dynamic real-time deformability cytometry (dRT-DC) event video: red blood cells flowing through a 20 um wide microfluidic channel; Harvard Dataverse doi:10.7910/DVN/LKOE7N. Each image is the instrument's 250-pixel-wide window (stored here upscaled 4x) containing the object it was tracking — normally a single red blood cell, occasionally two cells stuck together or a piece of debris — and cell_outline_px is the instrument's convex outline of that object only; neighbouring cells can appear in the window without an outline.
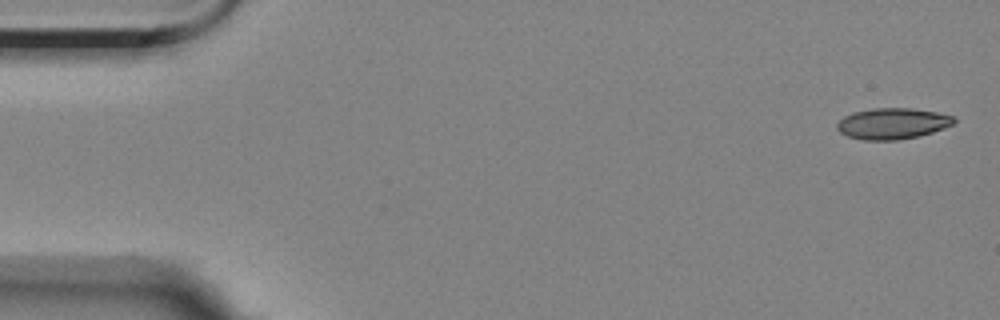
{"species": "Egyptian fruit bat (a non-hibernating species)", "species_latin": "Rousettus aegyptiacus", "temperature_condition": "room temperature", "stored_images_in_passage": 4, "camera_frame_rate_fps": 3000, "um_per_image_px": 0.085, "animal": {"sex": "female"}, "frame": {"image": 1, "passage_image": 1, "time_ms": 0.0, "image_size_px": [1000, 320], "cell_outline_px": [[956, 120], [952, 124], [944, 128], [932, 132], [916, 136], [896, 140], [864, 140], [848, 136], [840, 132], [836, 128], [836, 124], [844, 116], [852, 112], [872, 108], [912, 108], [936, 112], [952, 116]], "centroid_in_image_um": [75.82, 10.49], "position_along_channel_um": 9.2, "area_um2": 21.04}}
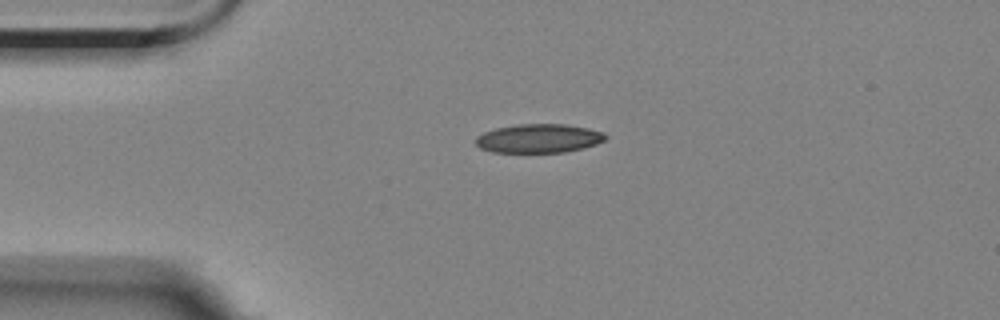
{"frame": {"image": 2, "passage_image": 4, "time_ms": 3.667, "image_size_px": [1000, 320], "cell_outline_px": [[608, 136], [604, 140], [596, 144], [564, 152], [492, 152], [480, 148], [476, 144], [476, 136], [484, 132], [496, 128], [516, 124], [564, 124], [588, 128], [604, 132]], "centroid_in_image_um": [45.78, 11.76], "position_along_channel_um": 39.2, "area_um2": 21.73}}